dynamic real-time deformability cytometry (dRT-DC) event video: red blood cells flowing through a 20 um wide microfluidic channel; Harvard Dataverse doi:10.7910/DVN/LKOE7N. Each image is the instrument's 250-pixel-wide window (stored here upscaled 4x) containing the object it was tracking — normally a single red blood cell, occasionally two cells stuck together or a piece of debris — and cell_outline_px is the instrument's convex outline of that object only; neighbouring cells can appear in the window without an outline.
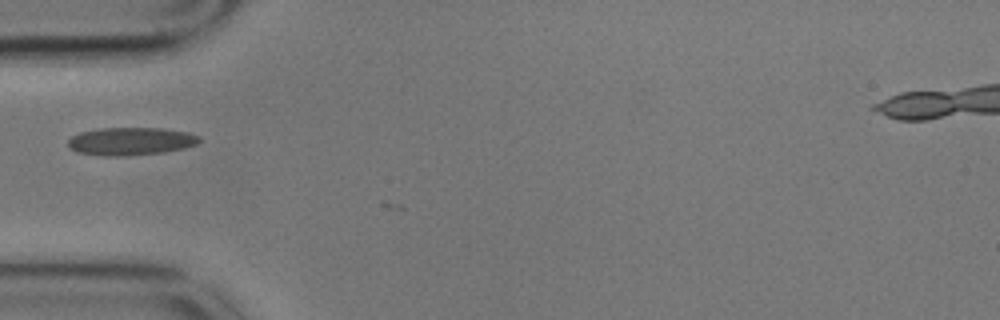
{"species": "common noctule bat (a hibernating species)", "species_latin": "Nyctalus noctula", "temperature_condition": "cold", "stored_images_in_passage": 6, "camera_frame_rate_fps": 3000, "um_per_image_px": 0.085, "animal": {"sex": "male", "body_mass_g": 17.9}, "frame": {"image": 1, "passage_image": 5, "time_ms": 1.333, "image_size_px": [1000, 320], "cell_outline_px": [[200, 140], [196, 144], [184, 148], [164, 152], [124, 156], [100, 156], [76, 152], [68, 148], [68, 140], [72, 136], [80, 132], [100, 128], [164, 128], [188, 132], [200, 136]], "centroid_in_image_um": [11.09, 12.01], "position_along_channel_um": 73.9, "area_um2": 21.5}}